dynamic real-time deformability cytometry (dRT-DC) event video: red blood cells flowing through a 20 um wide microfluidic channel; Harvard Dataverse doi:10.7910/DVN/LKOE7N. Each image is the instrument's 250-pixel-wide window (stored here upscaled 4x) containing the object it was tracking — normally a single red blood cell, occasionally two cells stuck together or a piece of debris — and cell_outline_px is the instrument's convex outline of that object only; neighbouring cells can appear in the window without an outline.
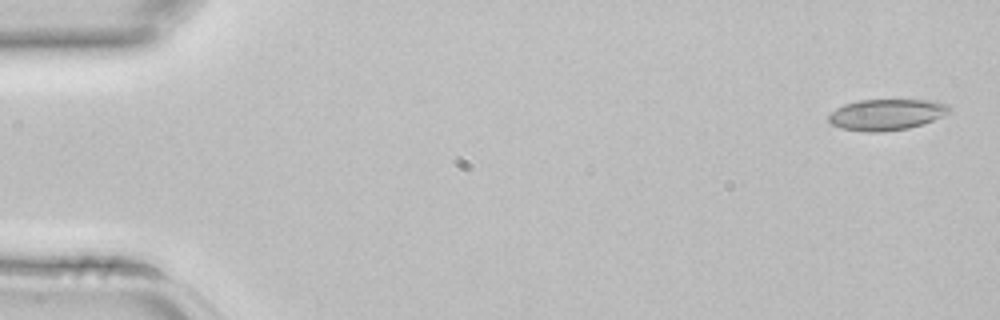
{"species": "common noctule bat (a hibernating species)", "species_latin": "Nyctalus noctula", "temperature_condition": "room temperature", "stored_images_in_passage": 4, "camera_frame_rate_fps": 3000, "um_per_image_px": 0.085, "animal": {"sex": "female", "body_mass_g": 22.7, "forearm_length_mm": 54.2}, "frame": {"image": 1, "passage_image": 1, "time_ms": 0.0, "image_size_px": [1000, 320], "cell_outline_px": [[952, 108], [948, 112], [924, 124], [908, 128], [880, 132], [864, 132], [840, 128], [832, 124], [828, 120], [828, 116], [836, 108], [844, 104], [860, 100], [936, 100], [948, 104]], "centroid_in_image_um": [75.35, 9.74], "position_along_channel_um": 9.7, "area_um2": 21.91}}
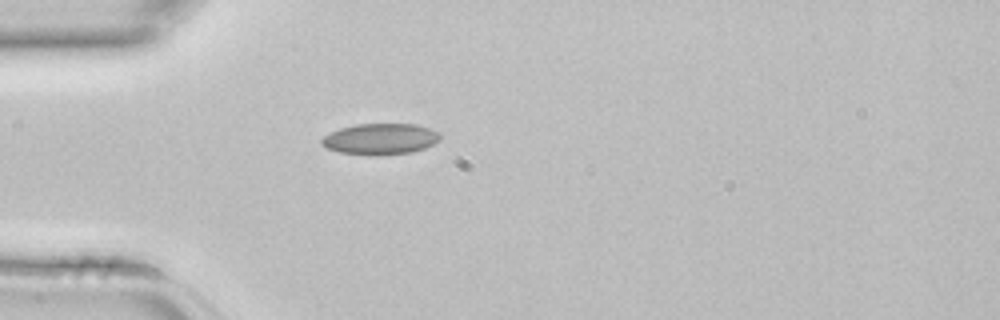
{"frame": {"image": 2, "passage_image": 4, "time_ms": 1.0, "image_size_px": [1000, 320], "cell_outline_px": [[440, 140], [424, 148], [412, 152], [376, 156], [372, 156], [340, 152], [328, 148], [320, 144], [320, 140], [328, 132], [340, 128], [356, 124], [416, 124], [428, 128], [436, 132], [440, 136]], "centroid_in_image_um": [32.28, 11.82], "position_along_channel_um": 52.7, "area_um2": 21.5}}